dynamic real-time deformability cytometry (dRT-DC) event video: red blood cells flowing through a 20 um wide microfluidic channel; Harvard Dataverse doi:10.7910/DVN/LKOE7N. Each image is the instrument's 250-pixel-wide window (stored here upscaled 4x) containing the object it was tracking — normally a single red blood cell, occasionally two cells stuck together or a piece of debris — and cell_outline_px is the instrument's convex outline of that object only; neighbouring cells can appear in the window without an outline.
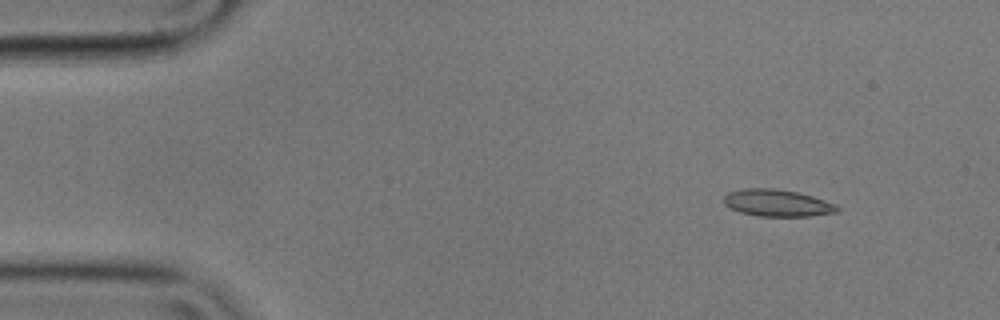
{"species": "common noctule bat (a hibernating species)", "species_latin": "Nyctalus noctula", "temperature_condition": "cold", "stored_images_in_passage": 4, "camera_frame_rate_fps": 3000, "um_per_image_px": 0.085, "animal": {"sex": "male", "body_mass_g": 17.9}, "frame": {"image": 1, "passage_image": 1, "time_ms": 0.0, "image_size_px": [1000, 320], "cell_outline_px": [[840, 212], [808, 216], [756, 216], [740, 212], [724, 204], [724, 196], [728, 192], [744, 188], [776, 188], [796, 192], [812, 196], [836, 204], [840, 208]], "centroid_in_image_um": [66.08, 17.25], "position_along_channel_um": 18.9, "area_um2": 17.86}}
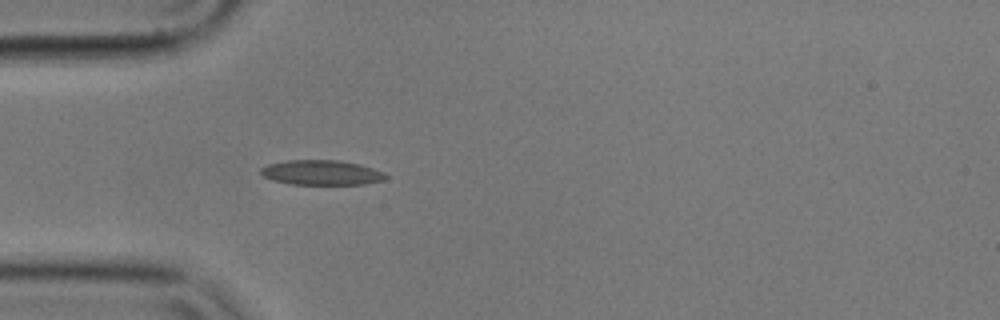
{"frame": {"image": 2, "passage_image": 4, "time_ms": 1.0, "image_size_px": [1000, 320], "cell_outline_px": [[388, 176], [384, 180], [364, 184], [292, 184], [272, 180], [264, 176], [260, 172], [260, 168], [268, 164], [284, 160], [340, 160], [360, 164], [384, 172]], "centroid_in_image_um": [27.33, 14.66], "position_along_channel_um": 57.7, "area_um2": 18.15}}